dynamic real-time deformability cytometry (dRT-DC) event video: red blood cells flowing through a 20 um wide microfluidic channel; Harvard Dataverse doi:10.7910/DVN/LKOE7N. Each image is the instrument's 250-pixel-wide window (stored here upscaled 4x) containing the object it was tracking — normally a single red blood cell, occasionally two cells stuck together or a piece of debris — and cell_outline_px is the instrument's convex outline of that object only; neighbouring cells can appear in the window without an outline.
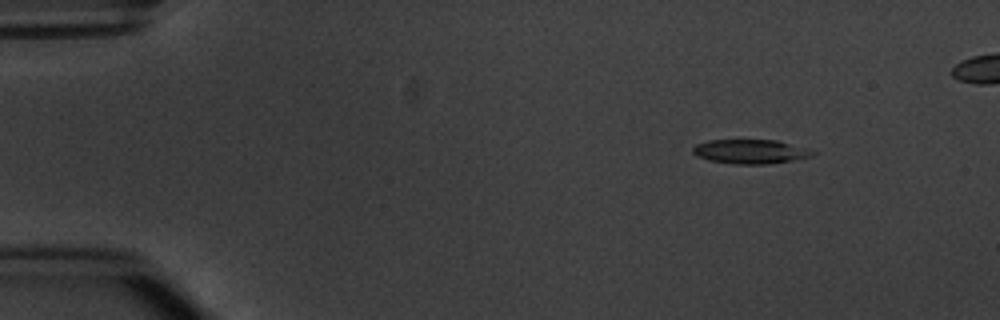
{"species": "common noctule bat (a hibernating species)", "species_latin": "Nyctalus noctula", "temperature_condition": "warm", "stored_images_in_passage": 8, "camera_frame_rate_fps": 3000, "um_per_image_px": 0.085, "animal": {"sex": "male", "body_mass_g": 20.1, "forearm_length_mm": 53.5}, "frame": {"image": 1, "passage_image": 1, "time_ms": 0.0, "image_size_px": [1000, 320], "cell_outline_px": [[816, 152], [812, 156], [792, 160], [768, 164], [732, 164], [708, 160], [696, 156], [692, 152], [692, 148], [696, 144], [708, 140], [776, 140], [808, 148]], "centroid_in_image_um": [63.76, 12.88], "position_along_channel_um": 21.2, "area_um2": 16.99}}
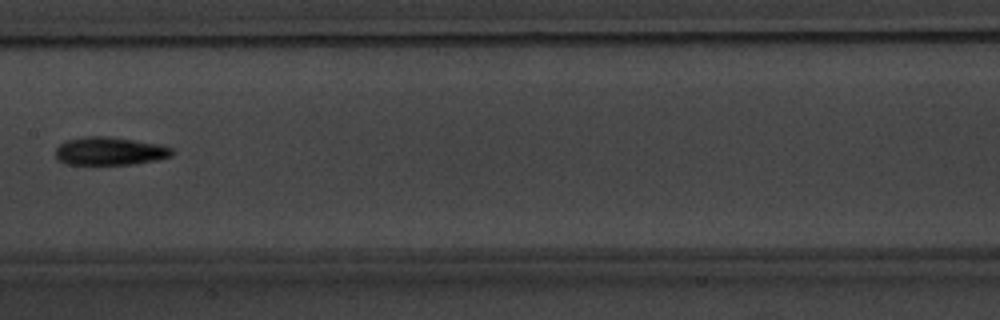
{"frame": {"image": 2, "passage_image": 7, "time_ms": 7.0, "image_size_px": [1000, 320], "cell_outline_px": [[176, 152], [172, 156], [156, 160], [136, 164], [64, 164], [56, 156], [56, 148], [60, 144], [68, 140], [84, 136], [108, 136], [160, 144], [172, 148]], "centroid_in_image_um": [9.37, 12.84], "position_along_channel_um": 198.0, "area_um2": 19.13}}